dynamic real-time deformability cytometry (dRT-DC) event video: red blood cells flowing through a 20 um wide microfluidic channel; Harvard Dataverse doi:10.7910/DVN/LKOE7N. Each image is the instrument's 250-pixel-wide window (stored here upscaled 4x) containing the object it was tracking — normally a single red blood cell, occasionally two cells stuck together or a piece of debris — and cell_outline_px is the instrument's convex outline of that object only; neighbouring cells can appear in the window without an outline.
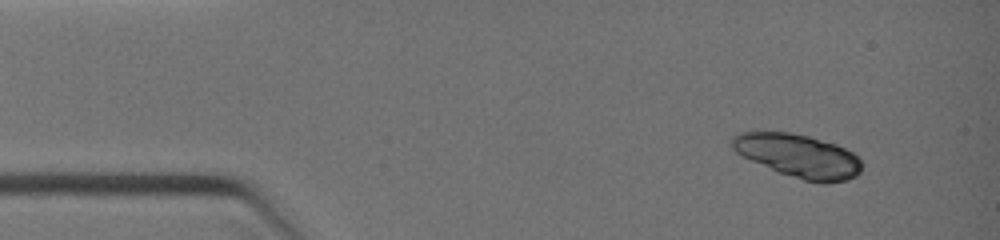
{"species": "common noctule bat (a hibernating species)", "species_latin": "Nyctalus noctula", "temperature_condition": "warm", "stored_images_in_passage": 15, "camera_frame_rate_fps": 3000, "um_per_image_px": 0.085, "animal": {"sex": "female", "body_mass_g": 19.0, "forearm_length_mm": 51.5}, "frame": {"image": 1, "passage_image": 3, "time_ms": 0.667, "image_size_px": [1000, 240], "cell_outline_px": [[860, 172], [856, 176], [848, 180], [824, 184], [820, 184], [804, 180], [780, 172], [752, 160], [736, 152], [728, 144], [728, 140], [736, 132], [764, 128], [792, 132], [808, 136], [836, 144], [852, 152], [860, 160]], "centroid_in_image_um": [67.76, 13.18], "position_along_channel_um": 17.2, "area_um2": 33.52}}